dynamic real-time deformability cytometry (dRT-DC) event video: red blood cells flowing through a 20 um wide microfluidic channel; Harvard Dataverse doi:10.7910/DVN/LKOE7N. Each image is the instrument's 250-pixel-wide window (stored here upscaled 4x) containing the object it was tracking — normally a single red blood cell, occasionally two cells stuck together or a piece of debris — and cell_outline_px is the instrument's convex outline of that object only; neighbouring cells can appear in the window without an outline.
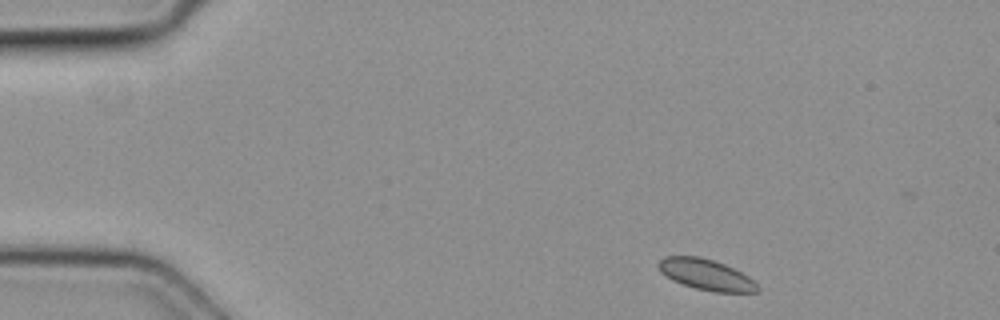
{"species": "common noctule bat (a hibernating species)", "species_latin": "Nyctalus noctula", "temperature_condition": "cold", "stored_images_in_passage": 3, "camera_frame_rate_fps": 3000, "um_per_image_px": 0.085, "animal": {"sex": "female", "body_mass_g": 19.3, "forearm_length_mm": 54.1}, "frame": {"image": 1, "passage_image": 1, "time_ms": 0.0, "image_size_px": [1000, 320], "cell_outline_px": [[760, 292], [716, 292], [696, 288], [672, 280], [660, 272], [656, 264], [664, 256], [700, 256], [724, 264], [748, 276], [760, 288]], "centroid_in_image_um": [59.99, 23.33], "position_along_channel_um": 25.0, "area_um2": 17.69}}